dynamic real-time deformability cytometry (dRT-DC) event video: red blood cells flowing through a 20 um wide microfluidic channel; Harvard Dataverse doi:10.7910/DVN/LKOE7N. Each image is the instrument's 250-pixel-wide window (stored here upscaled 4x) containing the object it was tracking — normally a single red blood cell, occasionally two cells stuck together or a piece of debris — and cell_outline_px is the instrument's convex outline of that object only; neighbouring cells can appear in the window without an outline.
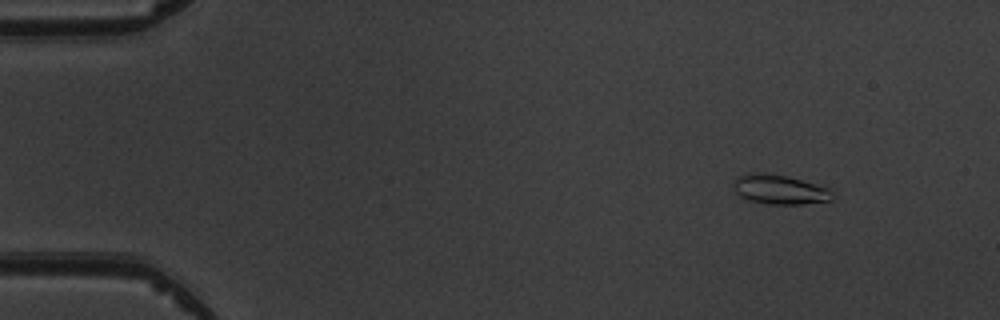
{"species": "common noctule bat (a hibernating species)", "species_latin": "Nyctalus noctula", "temperature_condition": "warm", "stored_images_in_passage": 3, "camera_frame_rate_fps": 3000, "um_per_image_px": 0.085, "animal": {"sex": "male", "body_mass_g": 19.5, "forearm_length_mm": 54.6}, "frame": {"image": 1, "passage_image": 1, "time_ms": 0.0, "image_size_px": [1000, 320], "cell_outline_px": [[832, 200], [804, 204], [768, 204], [748, 200], [740, 196], [736, 192], [732, 184], [736, 176], [748, 172], [764, 172], [788, 176], [828, 188], [832, 192]], "centroid_in_image_um": [66.21, 16.09], "position_along_channel_um": 18.8, "area_um2": 17.17}}